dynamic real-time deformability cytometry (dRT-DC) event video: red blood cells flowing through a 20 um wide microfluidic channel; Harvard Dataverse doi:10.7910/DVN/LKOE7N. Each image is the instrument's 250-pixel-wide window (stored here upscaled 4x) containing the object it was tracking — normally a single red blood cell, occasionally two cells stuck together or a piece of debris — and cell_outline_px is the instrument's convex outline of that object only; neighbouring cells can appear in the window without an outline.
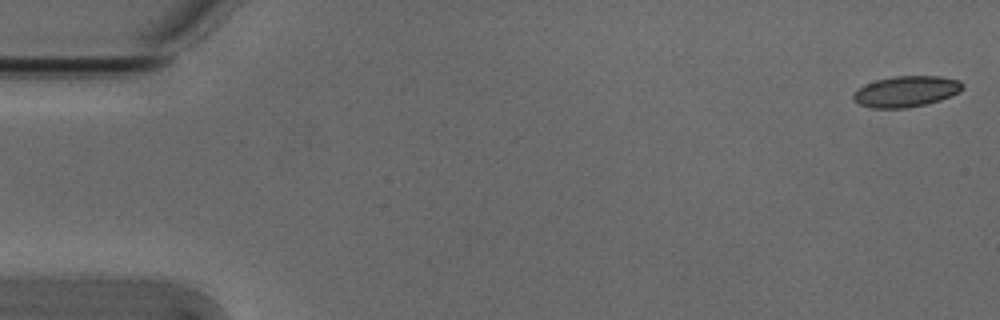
{"species": "Egyptian fruit bat (a non-hibernating species)", "species_latin": "Rousettus aegyptiacus", "temperature_condition": "cold", "stored_images_in_passage": 53, "camera_frame_rate_fps": 3000, "um_per_image_px": 0.085, "animal": {"sex": "male"}, "frame": {"image": 1, "passage_image": 1, "time_ms": 0.0, "image_size_px": [1000, 320], "cell_outline_px": [[964, 88], [940, 100], [908, 108], [872, 108], [860, 104], [852, 100], [852, 96], [864, 84], [876, 80], [892, 76], [940, 76], [960, 80], [964, 84]], "centroid_in_image_um": [77.01, 7.76], "position_along_channel_um": 8.0, "area_um2": 19.59}}
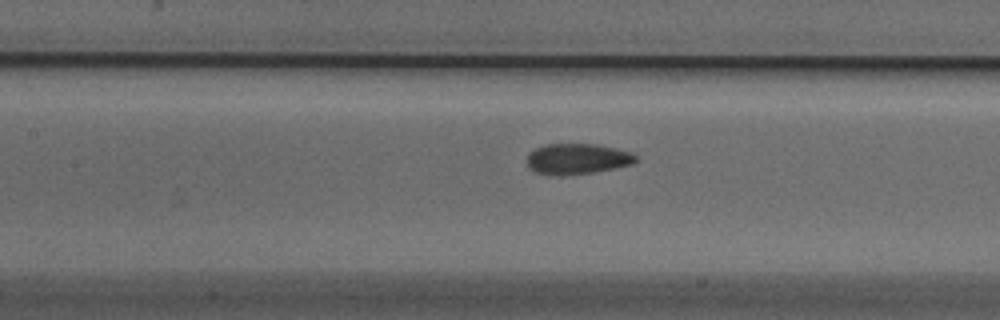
{"frame": {"image": 2, "passage_image": 24, "time_ms": 7.667, "image_size_px": [1000, 320], "cell_outline_px": [[636, 160], [632, 164], [592, 172], [560, 176], [556, 176], [536, 172], [528, 168], [524, 160], [528, 152], [544, 144], [596, 144], [616, 148], [632, 152], [636, 156]], "centroid_in_image_um": [48.99, 13.5], "position_along_channel_um": 158.4, "area_um2": 19.65}}
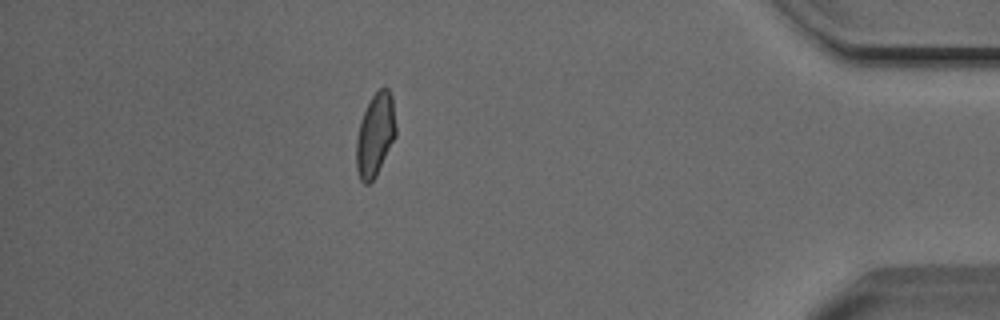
{"frame": {"image": 3, "passage_image": 47, "time_ms": 15.333, "image_size_px": [1000, 320], "cell_outline_px": [[396, 136], [376, 176], [368, 184], [364, 184], [360, 180], [356, 168], [356, 140], [360, 120], [372, 96], [384, 84], [388, 88], [392, 96], [396, 128]], "centroid_in_image_um": [31.89, 11.46], "position_along_channel_um": 403.3, "area_um2": 19.25}, "authors_computed_cell_mechanics": {"area_um2": 19.652, "velocity_mm_per_s": 3.8238, "shape_relaxation_time_tau1_ms": 5.7036, "shape_relaxation_time_tau2_ms": 2.3723, "deformation_change_tau1": 0.1388, "deformation_change_tau2": 0.0593}}